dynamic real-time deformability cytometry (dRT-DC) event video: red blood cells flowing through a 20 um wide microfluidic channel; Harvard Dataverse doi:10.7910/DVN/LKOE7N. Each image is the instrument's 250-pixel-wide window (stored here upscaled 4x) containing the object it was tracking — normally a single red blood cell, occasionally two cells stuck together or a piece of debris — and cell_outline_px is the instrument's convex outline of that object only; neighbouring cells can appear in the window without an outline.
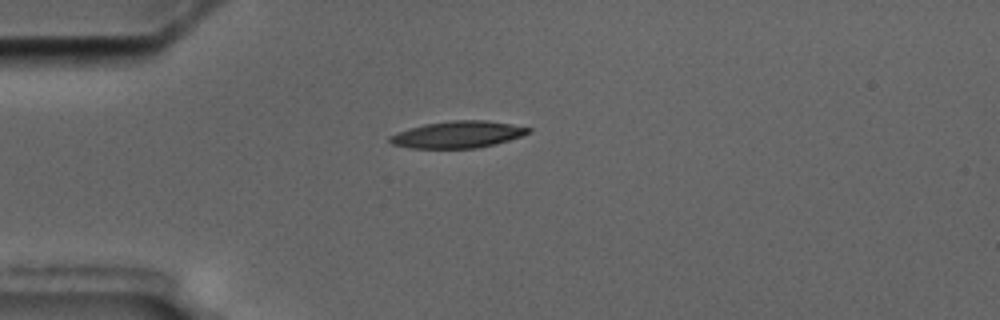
{"species": "common noctule bat (a hibernating species)", "species_latin": "Nyctalus noctula", "temperature_condition": "cold", "stored_images_in_passage": 2, "camera_frame_rate_fps": 3000, "um_per_image_px": 0.085, "animal": {"sex": "male", "body_mass_g": 17.5, "forearm_length_mm": 52.3}, "frame": {"image": 1, "passage_image": 2, "time_ms": 1.333, "image_size_px": [1000, 320], "cell_outline_px": [[532, 132], [496, 144], [476, 148], [408, 148], [392, 144], [388, 140], [388, 136], [396, 132], [408, 128], [424, 124], [452, 120], [488, 120], [512, 124], [532, 128]], "centroid_in_image_um": [38.89, 11.43], "position_along_channel_um": 46.1, "area_um2": 21.85}}